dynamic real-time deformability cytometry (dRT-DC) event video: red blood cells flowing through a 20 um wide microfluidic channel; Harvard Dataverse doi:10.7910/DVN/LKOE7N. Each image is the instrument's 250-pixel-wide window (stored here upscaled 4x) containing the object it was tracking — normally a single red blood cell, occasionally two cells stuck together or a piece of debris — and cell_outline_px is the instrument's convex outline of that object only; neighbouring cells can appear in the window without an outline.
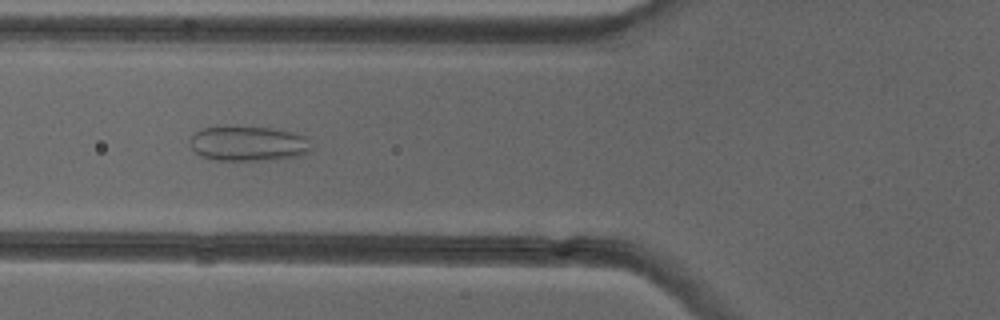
{"species": "common noctule bat (a hibernating species)", "species_latin": "Nyctalus noctula", "temperature_condition": "cold", "stored_images_in_passage": 42, "camera_frame_rate_fps": 3000, "um_per_image_px": 0.085, "animal": {"sex": "female"}, "frame": {"image": 1, "passage_image": 10, "time_ms": 3.0, "image_size_px": [1000, 320], "cell_outline_px": [[312, 148], [308, 152], [296, 156], [276, 160], [216, 160], [200, 156], [188, 144], [188, 140], [192, 132], [200, 128], [224, 124], [272, 128], [292, 132], [308, 136]], "centroid_in_image_um": [21.04, 12.16], "position_along_channel_um": 104.8, "area_um2": 25.78}}
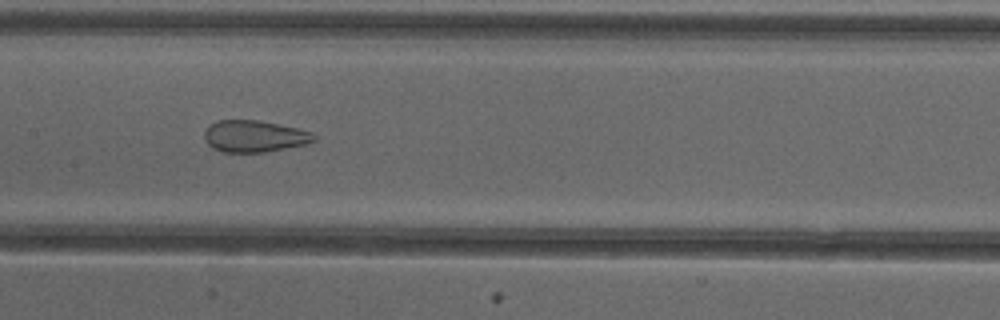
{"frame": {"image": 2, "passage_image": 16, "time_ms": 5.0, "image_size_px": [1000, 320], "cell_outline_px": [[316, 140], [308, 144], [264, 152], [220, 152], [212, 148], [208, 144], [204, 136], [204, 132], [216, 120], [256, 120], [296, 128], [312, 132], [316, 136]], "centroid_in_image_um": [21.63, 11.59], "position_along_channel_um": 185.8, "area_um2": 20.17}}
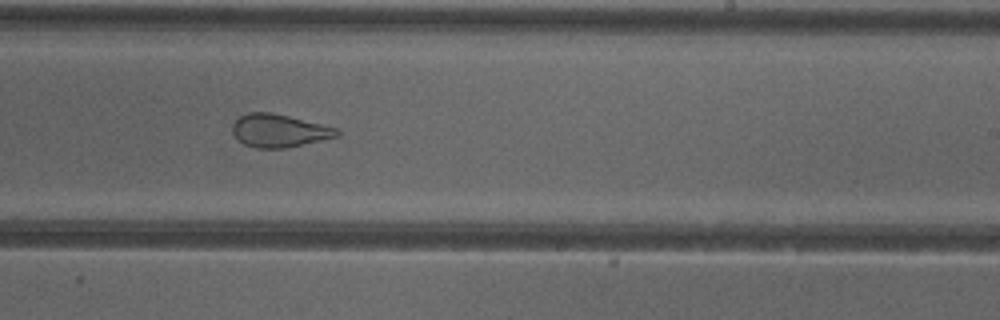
{"frame": {"image": 3, "passage_image": 22, "time_ms": 7.0, "image_size_px": [1000, 320], "cell_outline_px": [[340, 136], [284, 148], [256, 148], [244, 144], [232, 132], [232, 124], [240, 116], [248, 112], [272, 112], [336, 128], [340, 132]], "centroid_in_image_um": [23.7, 11.1], "position_along_channel_um": 265.3, "area_um2": 19.83}, "authors_computed_cell_mechanics": {"area_um2": 23.8136, "velocity_mm_per_s": 4.0052, "shape_relaxation_time_tau1_ms": null, "shape_relaxation_time_tau2_ms": 1.3677, "deformation_change_tau1": null, "deformation_change_tau2": 0.0965}}